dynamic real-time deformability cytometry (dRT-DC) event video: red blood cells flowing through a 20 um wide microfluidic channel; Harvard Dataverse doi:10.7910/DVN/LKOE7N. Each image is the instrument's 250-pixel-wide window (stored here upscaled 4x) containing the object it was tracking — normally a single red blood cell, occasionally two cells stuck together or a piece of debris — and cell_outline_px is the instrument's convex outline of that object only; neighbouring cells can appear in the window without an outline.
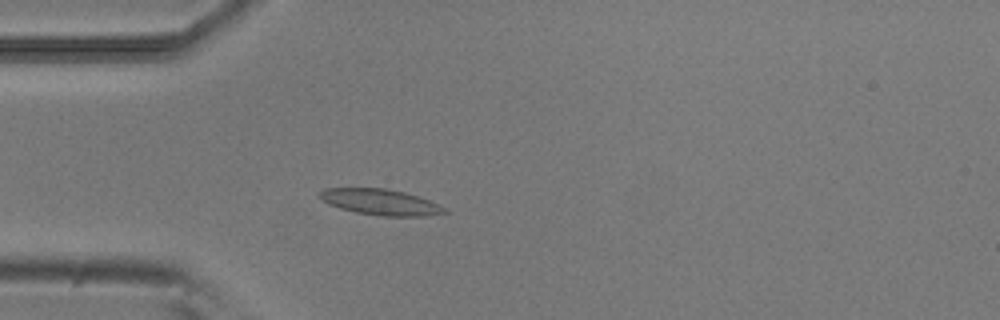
{"species": "common noctule bat (a hibernating species)", "species_latin": "Nyctalus noctula", "temperature_condition": "room temperature", "stored_images_in_passage": 52, "camera_frame_rate_fps": 3000, "um_per_image_px": 0.085, "animal": {"sex": "male", "body_mass_g": 20.5, "forearm_length_mm": 52.5}, "frame": {"image": 1, "passage_image": 14, "time_ms": 4.333, "image_size_px": [1000, 320], "cell_outline_px": [[448, 212], [424, 216], [384, 216], [356, 212], [340, 208], [328, 204], [316, 196], [324, 188], [384, 188], [404, 192], [428, 200], [444, 208]], "centroid_in_image_um": [32.27, 17.17], "position_along_channel_um": 52.7, "area_um2": 18.61}}
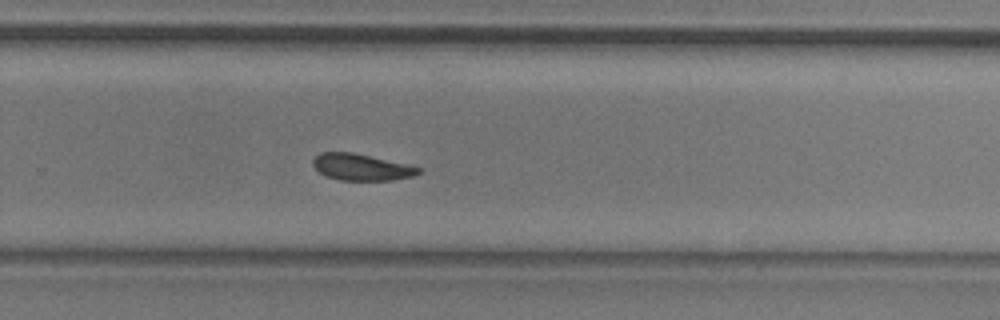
{"frame": {"image": 2, "passage_image": 34, "time_ms": 11.0, "image_size_px": [1000, 320], "cell_outline_px": [[420, 172], [412, 176], [392, 180], [340, 180], [328, 176], [320, 172], [312, 164], [312, 160], [320, 152], [352, 152], [408, 164], [420, 168]], "centroid_in_image_um": [30.71, 14.2], "position_along_channel_um": 299.1, "area_um2": 16.13}}
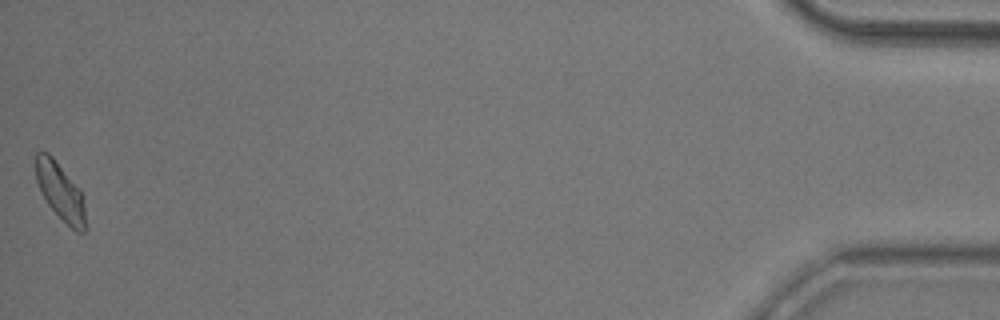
{"frame": {"image": 3, "passage_image": 52, "time_ms": 17.0, "image_size_px": [1000, 320], "cell_outline_px": [[88, 228], [84, 232], [76, 232], [48, 204], [36, 180], [36, 152], [48, 152], [52, 156], [80, 192], [84, 204]], "centroid_in_image_um": [5.15, 16.32], "position_along_channel_um": 430.0, "area_um2": 16.01}, "authors_computed_cell_mechanics": {"area_um2": 17.2822, "velocity_mm_per_s": 3.8042, "shape_relaxation_time_tau1_ms": null, "shape_relaxation_time_tau2_ms": 6.7902, "deformation_change_tau1": null, "deformation_change_tau2": 0.0662}}